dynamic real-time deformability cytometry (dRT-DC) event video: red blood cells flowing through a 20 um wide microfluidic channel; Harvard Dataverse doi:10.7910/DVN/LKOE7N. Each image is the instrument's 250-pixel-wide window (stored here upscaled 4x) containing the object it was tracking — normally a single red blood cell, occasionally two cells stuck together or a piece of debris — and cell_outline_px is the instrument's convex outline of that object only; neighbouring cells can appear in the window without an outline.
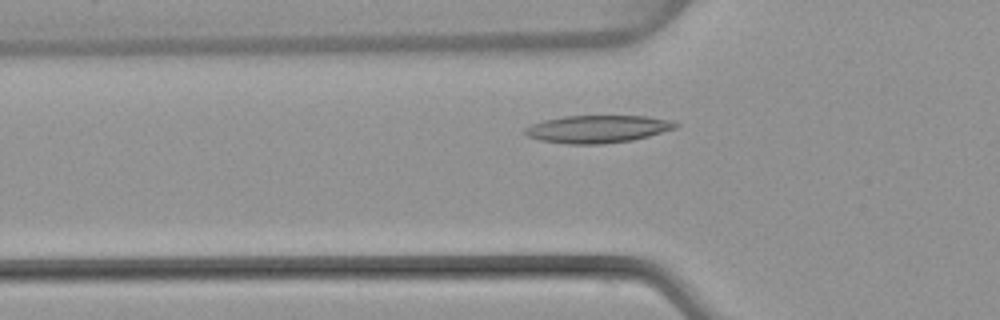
{"species": "common noctule bat (a hibernating species)", "species_latin": "Nyctalus noctula", "temperature_condition": "warm", "stored_images_in_passage": 36, "camera_frame_rate_fps": 3000, "um_per_image_px": 0.085, "animal": {"sex": "female", "body_mass_g": 22.7, "forearm_length_mm": 54.2}, "frame": {"image": 1, "passage_image": 3, "time_ms": 0.667, "image_size_px": [1000, 320], "cell_outline_px": [[680, 124], [676, 128], [648, 136], [632, 140], [604, 144], [568, 144], [540, 140], [528, 136], [524, 132], [524, 128], [532, 124], [544, 120], [564, 116], [648, 116], [672, 120]], "centroid_in_image_um": [50.81, 10.96], "position_along_channel_um": 75.0, "area_um2": 24.22}}
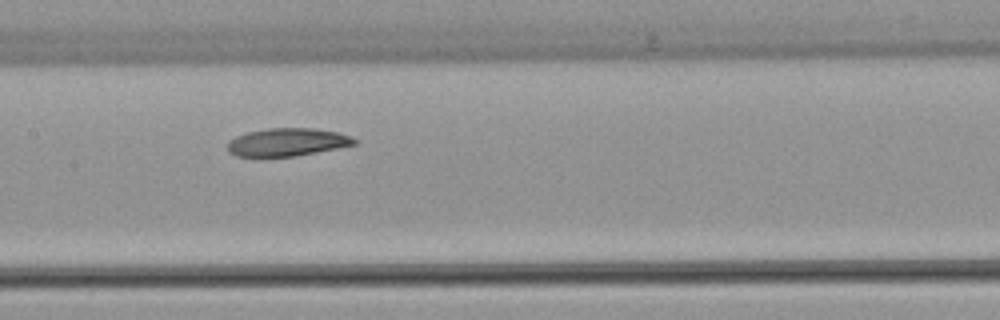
{"frame": {"image": 2, "passage_image": 11, "time_ms": 3.333, "image_size_px": [1000, 320], "cell_outline_px": [[356, 144], [296, 156], [236, 156], [228, 152], [228, 140], [236, 136], [248, 132], [268, 128], [312, 128], [336, 132], [352, 136], [356, 140]], "centroid_in_image_um": [24.39, 12.08], "position_along_channel_um": 183.0, "area_um2": 20.46}}
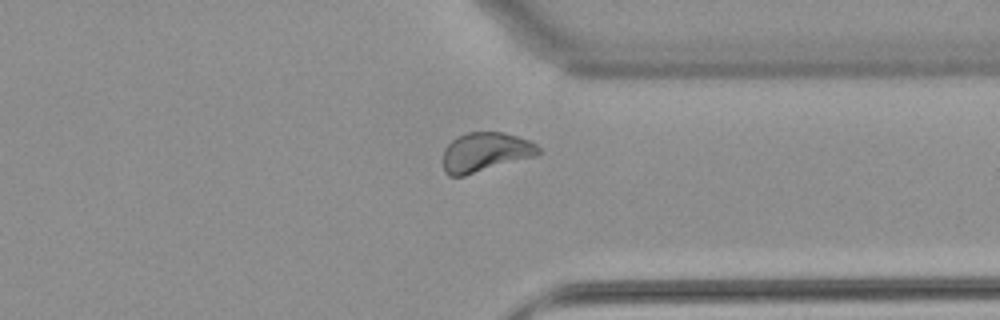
{"frame": {"image": 3, "passage_image": 25, "time_ms": 8.0, "image_size_px": [1000, 320], "cell_outline_px": [[540, 152], [536, 156], [464, 176], [448, 176], [444, 172], [444, 148], [456, 136], [468, 132], [504, 132], [528, 140], [536, 144], [540, 148]], "centroid_in_image_um": [41.24, 12.93], "position_along_channel_um": 370.2, "area_um2": 21.91}}